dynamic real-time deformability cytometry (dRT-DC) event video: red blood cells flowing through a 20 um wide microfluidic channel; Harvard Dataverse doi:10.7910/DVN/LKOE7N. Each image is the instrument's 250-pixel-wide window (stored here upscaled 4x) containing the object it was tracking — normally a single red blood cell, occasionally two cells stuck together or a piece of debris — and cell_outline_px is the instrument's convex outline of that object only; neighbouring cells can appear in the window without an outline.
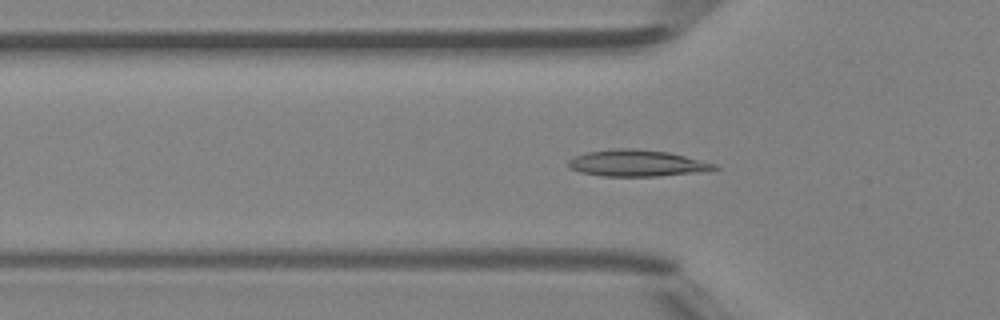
{"species": "Egyptian fruit bat (a non-hibernating species)", "species_latin": "Rousettus aegyptiacus", "temperature_condition": "room temperature", "stored_images_in_passage": 40, "camera_frame_rate_fps": 3000, "um_per_image_px": 0.085, "animal": {"sex": "female"}, "frame": {"image": 1, "passage_image": 15, "time_ms": 4.667, "image_size_px": [1000, 320], "cell_outline_px": [[720, 168], [708, 172], [660, 176], [600, 176], [580, 172], [568, 168], [568, 160], [572, 156], [588, 152], [616, 148], [632, 148], [668, 152], [716, 164]], "centroid_in_image_um": [54.15, 13.88], "position_along_channel_um": 71.7, "area_um2": 22.83}}
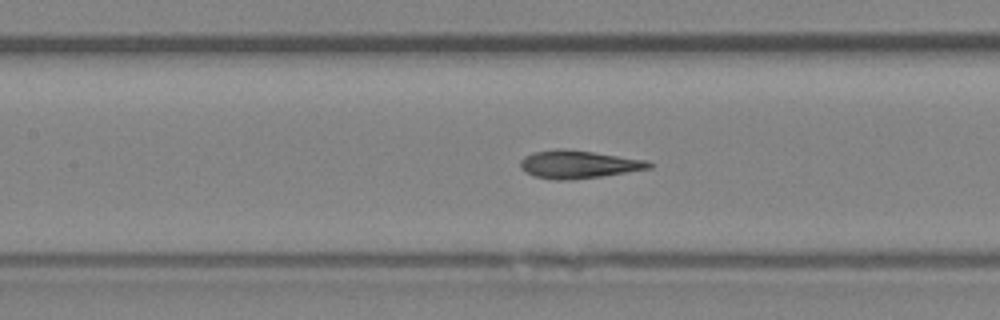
{"frame": {"image": 2, "passage_image": 21, "time_ms": 6.667, "image_size_px": [1000, 320], "cell_outline_px": [[652, 168], [600, 176], [568, 180], [556, 180], [536, 176], [520, 168], [520, 160], [524, 156], [532, 152], [556, 148], [564, 148], [648, 160], [652, 164]], "centroid_in_image_um": [49.15, 13.95], "position_along_channel_um": 158.3, "area_um2": 20.81}}
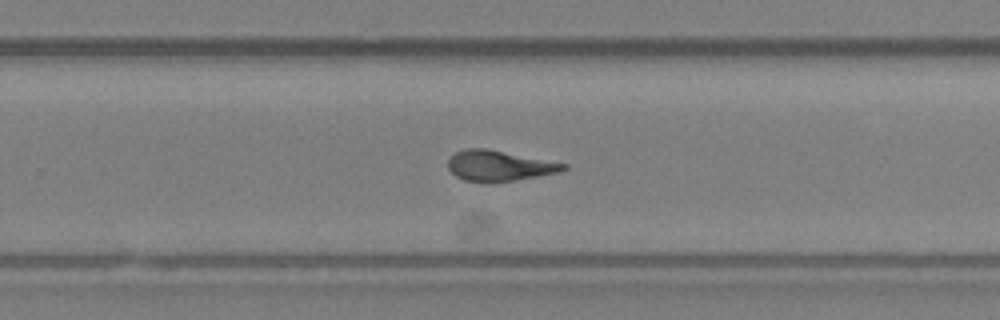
{"frame": {"image": 3, "passage_image": 30, "time_ms": 9.667, "image_size_px": [1000, 320], "cell_outline_px": [[568, 168], [560, 172], [512, 180], [464, 180], [456, 176], [448, 168], [448, 160], [456, 152], [464, 148], [488, 148], [568, 164]], "centroid_in_image_um": [42.45, 14.04], "position_along_channel_um": 287.4, "area_um2": 20.0}, "authors_computed_cell_mechanics": {"area_um2": 21.1837, "velocity_mm_per_s": 4.3277, "shape_relaxation_time_tau1_ms": 6.8699, "shape_relaxation_time_tau2_ms": 1.9771, "deformation_change_tau1": 0.1881, "deformation_change_tau2": 0.0793}}